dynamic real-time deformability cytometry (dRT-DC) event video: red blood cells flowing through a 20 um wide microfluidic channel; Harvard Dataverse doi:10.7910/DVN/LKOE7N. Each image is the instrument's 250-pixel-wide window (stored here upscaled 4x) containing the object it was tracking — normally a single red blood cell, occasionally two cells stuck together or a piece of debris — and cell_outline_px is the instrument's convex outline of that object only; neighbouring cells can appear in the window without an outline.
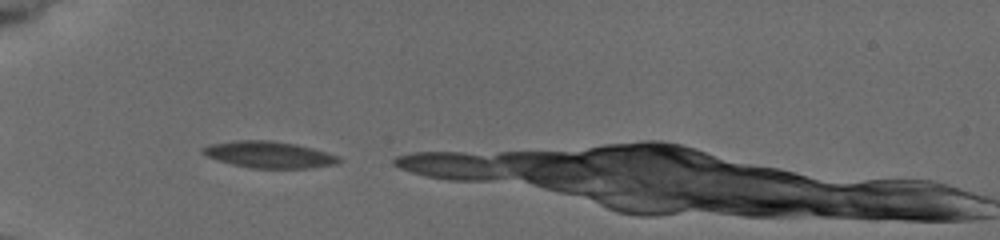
{"species": "common noctule bat (a hibernating species)", "species_latin": "Nyctalus noctula", "temperature_condition": "cold", "stored_images_in_passage": 6, "camera_frame_rate_fps": 3000, "um_per_image_px": 0.085, "animal": {"sex": "female", "body_mass_g": 19.5, "forearm_length_mm": 54.1}, "frame": {"image": 1, "passage_image": 2, "time_ms": 0.333, "image_size_px": [1000, 240], "cell_outline_px": [[340, 160], [336, 164], [308, 168], [252, 168], [232, 164], [208, 156], [200, 152], [200, 148], [212, 144], [240, 140], [268, 140], [292, 144], [340, 156]], "centroid_in_image_um": [22.84, 13.15], "position_along_channel_um": 62.2, "area_um2": 20.52}}